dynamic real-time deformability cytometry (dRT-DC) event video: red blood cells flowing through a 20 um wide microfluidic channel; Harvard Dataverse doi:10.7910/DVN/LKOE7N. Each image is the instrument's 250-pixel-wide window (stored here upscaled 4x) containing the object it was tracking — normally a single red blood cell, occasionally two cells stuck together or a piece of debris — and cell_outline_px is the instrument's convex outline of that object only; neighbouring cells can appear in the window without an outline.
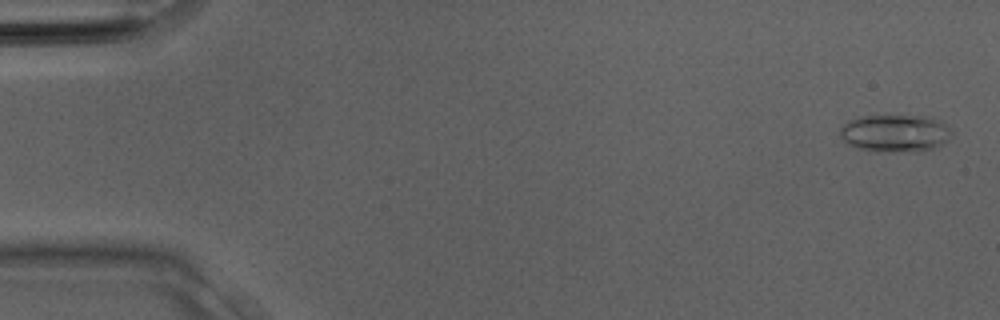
{"species": "Egyptian fruit bat (a non-hibernating species)", "species_latin": "Rousettus aegyptiacus", "temperature_condition": "room temperature", "stored_images_in_passage": 32, "camera_frame_rate_fps": 3000, "um_per_image_px": 0.085, "animal": {"sex": "male"}, "frame": {"image": 1, "passage_image": 1, "time_ms": 0.0, "image_size_px": [1000, 320], "cell_outline_px": [[952, 132], [948, 140], [932, 148], [920, 152], [872, 152], [856, 148], [844, 144], [840, 136], [840, 128], [848, 120], [860, 116], [928, 116], [948, 124]], "centroid_in_image_um": [76.04, 11.34], "position_along_channel_um": 9.0, "area_um2": 24.91}}
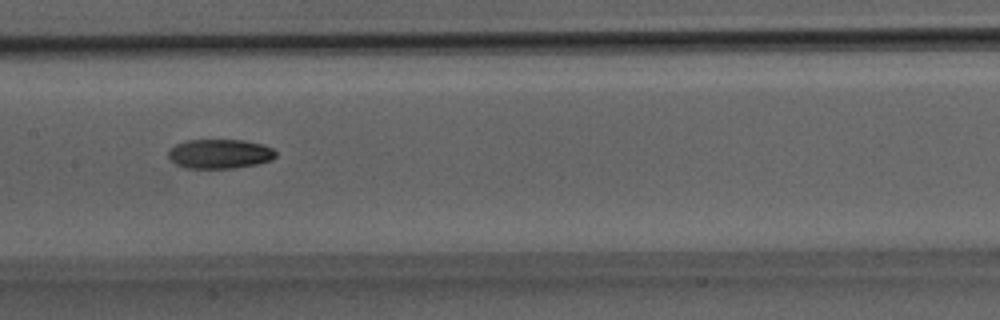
{"frame": {"image": 2, "passage_image": 16, "time_ms": 5.0, "image_size_px": [1000, 320], "cell_outline_px": [[276, 156], [272, 160], [256, 164], [232, 168], [184, 168], [176, 164], [168, 156], [168, 152], [176, 144], [188, 140], [244, 140], [264, 144], [272, 148], [276, 152]], "centroid_in_image_um": [18.7, 13.07], "position_along_channel_um": 188.7, "area_um2": 18.38}}
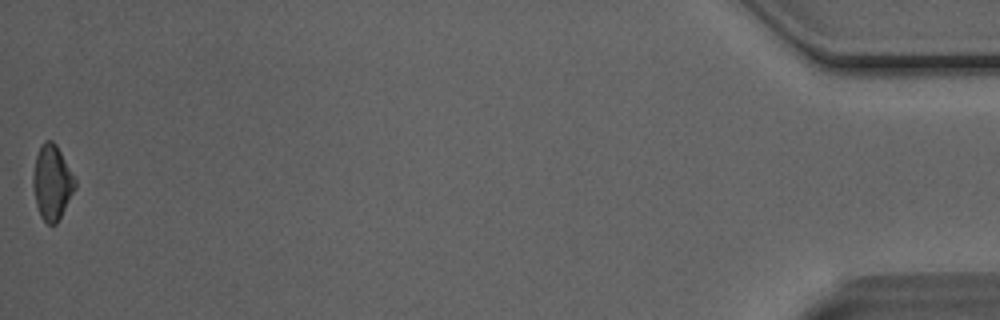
{"frame": {"image": 3, "passage_image": 32, "time_ms": 10.333, "image_size_px": [1000, 320], "cell_outline_px": [[76, 188], [56, 224], [48, 224], [40, 216], [36, 204], [32, 184], [32, 176], [36, 156], [40, 144], [44, 140], [52, 140], [56, 144], [76, 180]], "centroid_in_image_um": [4.41, 15.49], "position_along_channel_um": 430.8, "area_um2": 18.26}}